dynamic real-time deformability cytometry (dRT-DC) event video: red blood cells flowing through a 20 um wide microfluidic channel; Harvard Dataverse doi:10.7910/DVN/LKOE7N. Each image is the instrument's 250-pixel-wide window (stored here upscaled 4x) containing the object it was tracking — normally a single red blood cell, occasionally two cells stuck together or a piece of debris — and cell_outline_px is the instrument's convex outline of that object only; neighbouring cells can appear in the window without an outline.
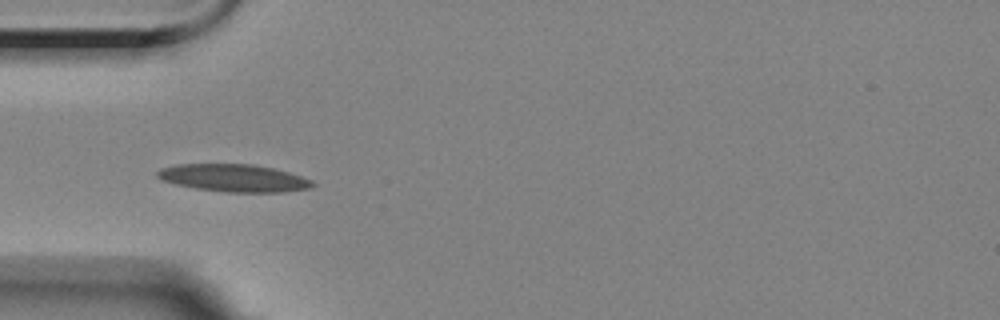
{"species": "Egyptian fruit bat (a non-hibernating species)", "species_latin": "Rousettus aegyptiacus", "temperature_condition": "room temperature", "stored_images_in_passage": 10, "camera_frame_rate_fps": 3000, "um_per_image_px": 0.085, "animal": {"sex": "female"}, "frame": {"image": 1, "passage_image": 4, "time_ms": 4.0, "image_size_px": [1000, 320], "cell_outline_px": [[316, 184], [312, 188], [280, 192], [224, 192], [196, 188], [176, 184], [160, 180], [156, 176], [156, 172], [160, 168], [176, 164], [252, 164], [272, 168], [288, 172], [312, 180]], "centroid_in_image_um": [19.85, 15.13], "position_along_channel_um": 65.2, "area_um2": 24.91}}
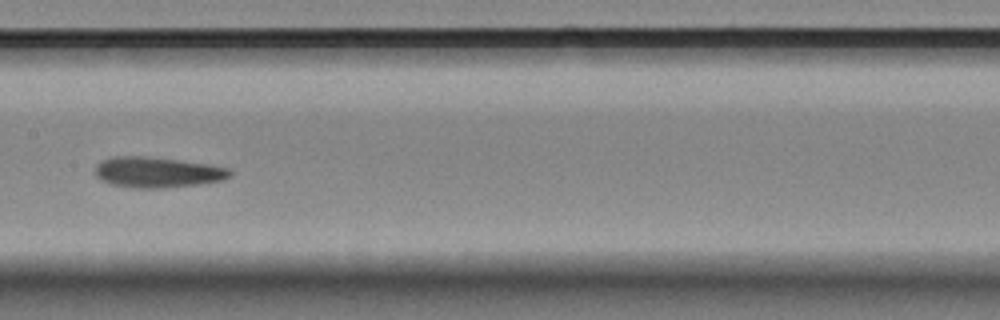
{"frame": {"image": 2, "passage_image": 7, "time_ms": 7.667, "image_size_px": [1000, 320], "cell_outline_px": [[232, 176], [220, 180], [196, 184], [164, 188], [132, 188], [112, 184], [100, 180], [96, 176], [96, 164], [112, 156], [148, 156], [232, 168]], "centroid_in_image_um": [13.35, 14.64], "position_along_channel_um": 194.0, "area_um2": 23.87}}
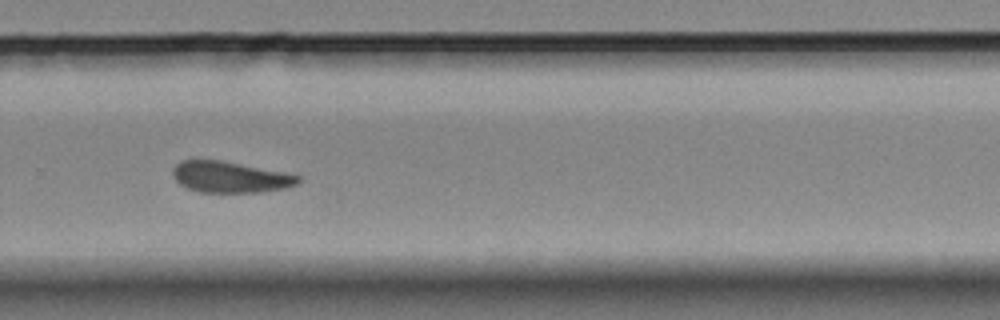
{"frame": {"image": 3, "passage_image": 10, "time_ms": 11.0, "image_size_px": [1000, 320], "cell_outline_px": [[300, 184], [284, 188], [260, 192], [200, 192], [188, 188], [180, 184], [172, 176], [172, 168], [180, 160], [220, 160], [284, 172], [300, 176]], "centroid_in_image_um": [19.55, 15.05], "position_along_channel_um": 310.3, "area_um2": 22.72}}